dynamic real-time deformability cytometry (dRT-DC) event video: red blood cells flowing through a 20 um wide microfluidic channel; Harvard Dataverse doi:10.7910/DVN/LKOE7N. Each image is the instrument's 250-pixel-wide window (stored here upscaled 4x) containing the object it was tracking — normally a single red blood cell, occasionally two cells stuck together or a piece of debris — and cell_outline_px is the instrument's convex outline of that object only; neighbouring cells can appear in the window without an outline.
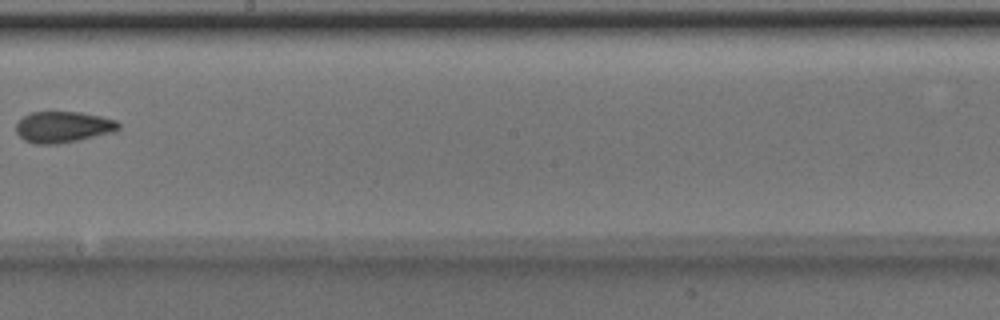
{"species": "Egyptian fruit bat (a non-hibernating species)", "species_latin": "Rousettus aegyptiacus", "temperature_condition": "room temperature", "stored_images_in_passage": 9, "camera_frame_rate_fps": 3000, "um_per_image_px": 0.085, "animal": {"sex": "male"}, "frame": {"image": 1, "passage_image": 9, "time_ms": 2.667, "image_size_px": [1000, 320], "cell_outline_px": [[120, 128], [116, 132], [56, 144], [36, 144], [24, 140], [16, 132], [16, 124], [24, 116], [32, 112], [80, 112], [100, 116], [116, 120], [120, 124]], "centroid_in_image_um": [5.38, 10.79], "position_along_channel_um": 242.8, "area_um2": 18.55}}